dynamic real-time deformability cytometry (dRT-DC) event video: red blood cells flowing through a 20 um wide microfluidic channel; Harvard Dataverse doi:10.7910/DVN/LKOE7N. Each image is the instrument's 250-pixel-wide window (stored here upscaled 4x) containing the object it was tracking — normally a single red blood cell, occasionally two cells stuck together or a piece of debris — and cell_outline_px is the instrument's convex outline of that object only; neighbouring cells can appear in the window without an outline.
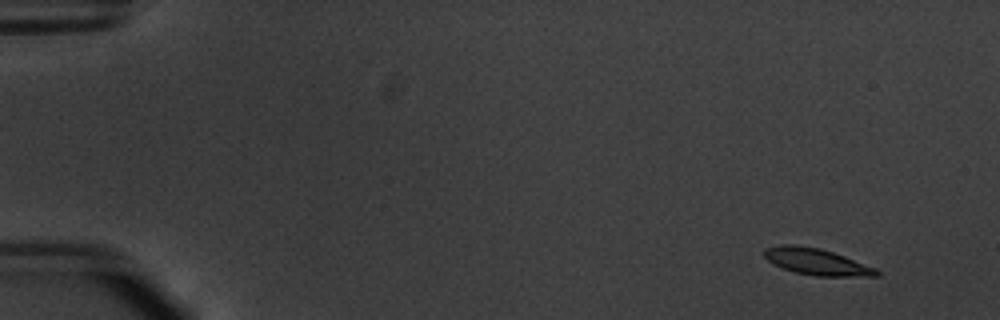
{"species": "common noctule bat (a hibernating species)", "species_latin": "Nyctalus noctula", "temperature_condition": "warm", "stored_images_in_passage": 54, "camera_frame_rate_fps": 3000, "um_per_image_px": 0.085, "animal": {"sex": "male", "body_mass_g": 20.1, "forearm_length_mm": 53.5}, "frame": {"image": 1, "passage_image": 4, "time_ms": 1.0, "image_size_px": [1000, 320], "cell_outline_px": [[880, 276], [816, 276], [796, 272], [784, 268], [768, 260], [764, 256], [764, 248], [780, 244], [796, 244], [820, 248], [844, 256], [876, 268], [880, 272]], "centroid_in_image_um": [69.42, 22.23], "position_along_channel_um": 15.6, "area_um2": 17.22}}
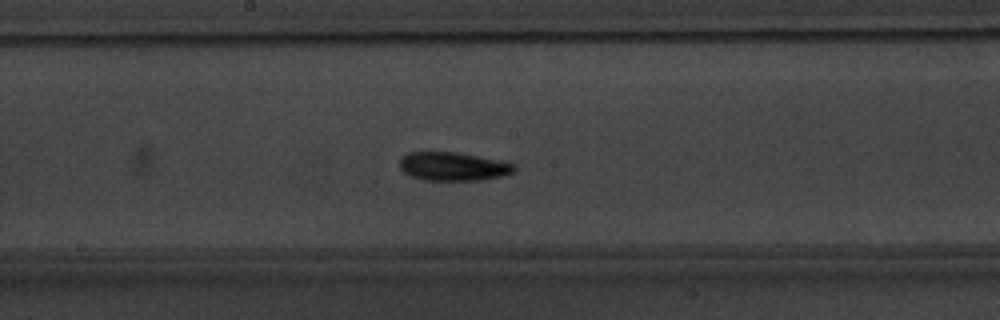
{"frame": {"image": 2, "passage_image": 30, "time_ms": 9.667, "image_size_px": [1000, 320], "cell_outline_px": [[516, 168], [512, 172], [500, 176], [480, 180], [424, 180], [412, 176], [404, 172], [400, 168], [400, 160], [408, 152], [456, 152], [500, 160], [516, 164]], "centroid_in_image_um": [38.52, 14.14], "position_along_channel_um": 209.7, "area_um2": 18.9}}
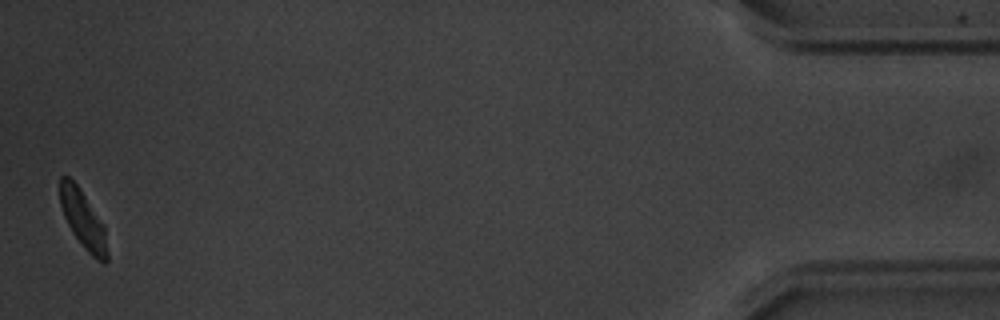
{"frame": {"image": 3, "passage_image": 54, "time_ms": 17.667, "image_size_px": [1000, 320], "cell_outline_px": [[108, 260], [104, 264], [96, 260], [84, 248], [72, 232], [64, 216], [60, 204], [60, 176], [68, 176], [80, 188], [104, 224], [108, 252]], "centroid_in_image_um": [7.08, 18.68], "position_along_channel_um": 428.1, "area_um2": 16.01}, "authors_computed_cell_mechanics": {"area_um2": 17.5423, "velocity_mm_per_s": 3.7521, "shape_relaxation_time_tau1_ms": 1.7029, "shape_relaxation_time_tau2_ms": 3.3295, "deformation_change_tau1": 0.1429, "deformation_change_tau2": 0.1007}}